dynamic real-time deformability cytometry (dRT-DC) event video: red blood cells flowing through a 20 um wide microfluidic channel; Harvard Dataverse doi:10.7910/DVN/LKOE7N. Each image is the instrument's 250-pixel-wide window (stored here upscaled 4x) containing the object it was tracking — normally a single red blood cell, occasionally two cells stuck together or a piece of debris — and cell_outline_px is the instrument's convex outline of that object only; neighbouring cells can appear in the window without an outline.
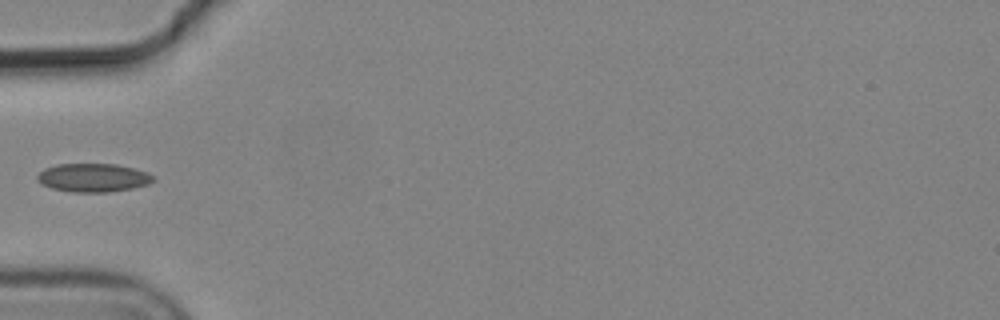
{"species": "common noctule bat (a hibernating species)", "species_latin": "Nyctalus noctula", "temperature_condition": "cold", "stored_images_in_passage": 6, "camera_frame_rate_fps": 3000, "um_per_image_px": 0.085, "animal": {"sex": "male", "body_mass_g": 19.2, "forearm_length_mm": 51.8}, "frame": {"image": 1, "passage_image": 5, "time_ms": 1.333, "image_size_px": [1000, 320], "cell_outline_px": [[156, 180], [148, 184], [132, 188], [108, 192], [72, 192], [52, 188], [36, 180], [36, 176], [44, 168], [56, 164], [116, 164], [148, 172], [156, 176]], "centroid_in_image_um": [7.94, 15.1], "position_along_channel_um": 77.1, "area_um2": 19.31}}
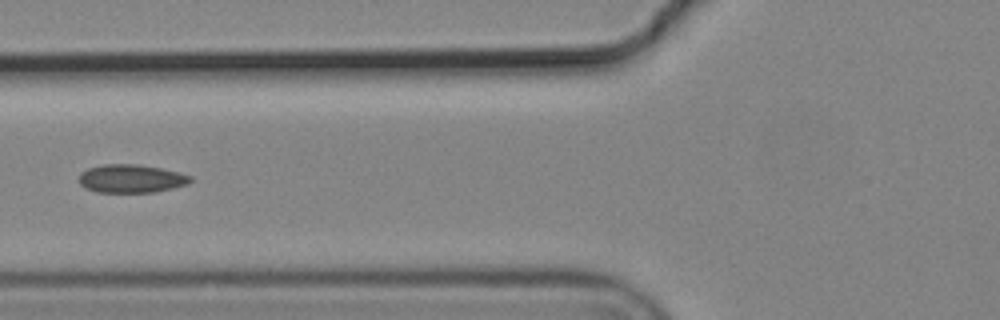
{"frame": {"image": 2, "passage_image": 6, "time_ms": 1.667, "image_size_px": [1000, 320], "cell_outline_px": [[192, 180], [188, 184], [172, 188], [152, 192], [96, 192], [84, 188], [80, 184], [80, 172], [88, 168], [104, 164], [140, 164], [180, 172], [192, 176]], "centroid_in_image_um": [11.15, 15.17], "position_along_channel_um": 114.6, "area_um2": 18.44}}